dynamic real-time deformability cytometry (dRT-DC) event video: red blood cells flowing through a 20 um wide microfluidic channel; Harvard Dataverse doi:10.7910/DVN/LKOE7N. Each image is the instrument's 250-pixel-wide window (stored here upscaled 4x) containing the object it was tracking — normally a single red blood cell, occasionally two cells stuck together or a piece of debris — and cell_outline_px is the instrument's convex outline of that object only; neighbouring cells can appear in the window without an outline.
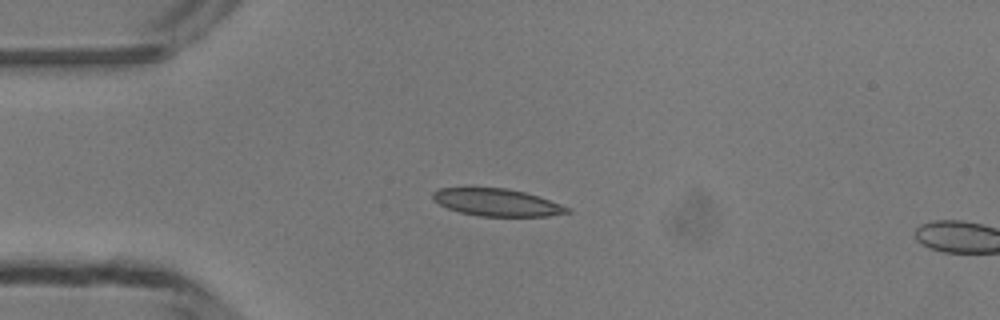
{"species": "common noctule bat (a hibernating species)", "species_latin": "Nyctalus noctula", "temperature_condition": "room temperature", "stored_images_in_passage": 3, "camera_frame_rate_fps": 3000, "um_per_image_px": 0.085, "animal": {"sex": "male", "body_mass_g": 13.3}, "frame": {"image": 1, "passage_image": 2, "time_ms": 1.0, "image_size_px": [1000, 320], "cell_outline_px": [[572, 212], [548, 216], [480, 216], [460, 212], [448, 208], [440, 204], [432, 196], [432, 192], [440, 188], [504, 188], [524, 192], [572, 208]], "centroid_in_image_um": [42.26, 17.21], "position_along_channel_um": 42.7, "area_um2": 21.1}}